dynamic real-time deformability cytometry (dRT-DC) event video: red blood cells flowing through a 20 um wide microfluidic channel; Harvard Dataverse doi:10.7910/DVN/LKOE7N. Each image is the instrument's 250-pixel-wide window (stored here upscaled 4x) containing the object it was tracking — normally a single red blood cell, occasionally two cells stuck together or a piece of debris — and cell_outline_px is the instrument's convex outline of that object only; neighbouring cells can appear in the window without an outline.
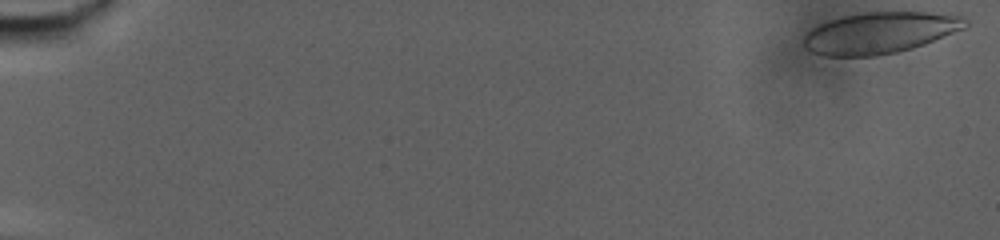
{"species": "human", "species_latin": "Homo sapiens", "temperature_condition": "warm", "stored_images_in_passage": 75, "camera_frame_rate_fps": 3000, "um_per_image_px": 0.085, "donor": {"sex": "male"}, "frame": {"image": 1, "passage_image": 1, "time_ms": 0.0, "image_size_px": [1000, 240], "cell_outline_px": [[968, 24], [964, 28], [924, 44], [912, 48], [896, 52], [876, 56], [824, 56], [812, 52], [804, 48], [804, 36], [812, 28], [820, 24], [844, 16], [864, 12], [928, 12], [964, 16], [968, 20]], "centroid_in_image_um": [74.79, 2.79], "position_along_channel_um": 10.2, "area_um2": 38.78}}
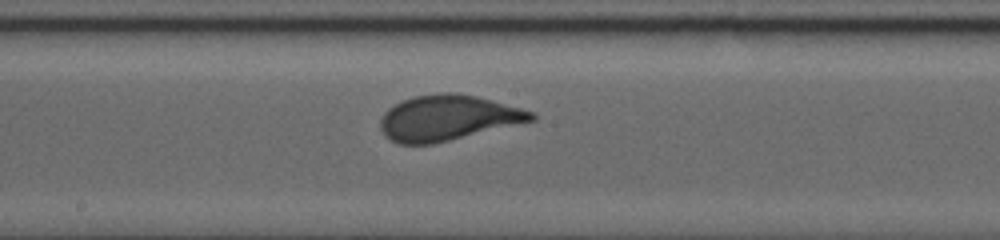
{"frame": {"image": 2, "passage_image": 43, "time_ms": 14.0, "image_size_px": [1000, 240], "cell_outline_px": [[536, 120], [432, 144], [400, 144], [388, 140], [384, 136], [380, 128], [380, 120], [384, 112], [388, 108], [400, 100], [412, 96], [440, 92], [452, 92], [476, 96], [492, 100], [536, 112]], "centroid_in_image_um": [38.03, 10.01], "position_along_channel_um": 210.2, "area_um2": 40.23}}
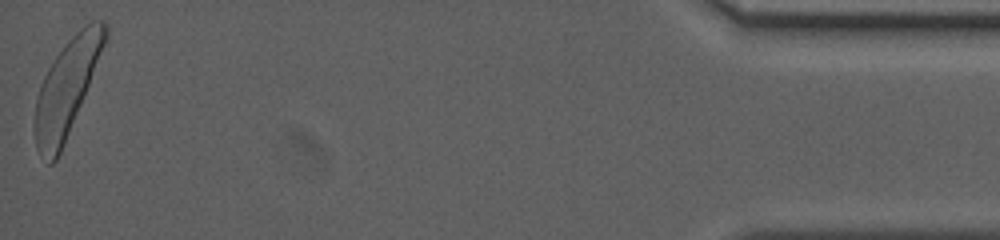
{"frame": {"image": 3, "passage_image": 75, "time_ms": 24.667, "image_size_px": [1000, 240], "cell_outline_px": [[108, 36], [80, 104], [60, 152], [56, 160], [52, 164], [48, 164], [36, 148], [36, 100], [40, 84], [48, 68], [56, 56], [68, 40], [80, 28], [92, 20], [104, 20], [108, 24]], "centroid_in_image_um": [5.68, 7.41], "position_along_channel_um": 429.5, "area_um2": 37.92}, "authors_computed_cell_mechanics": {"area_um2": 39.2462, "velocity_mm_per_s": 2.8104, "shape_relaxation_time_tau1_ms": 5.394, "shape_relaxation_time_tau2_ms": null, "deformation_change_tau1": 0.198, "deformation_change_tau2": null}}